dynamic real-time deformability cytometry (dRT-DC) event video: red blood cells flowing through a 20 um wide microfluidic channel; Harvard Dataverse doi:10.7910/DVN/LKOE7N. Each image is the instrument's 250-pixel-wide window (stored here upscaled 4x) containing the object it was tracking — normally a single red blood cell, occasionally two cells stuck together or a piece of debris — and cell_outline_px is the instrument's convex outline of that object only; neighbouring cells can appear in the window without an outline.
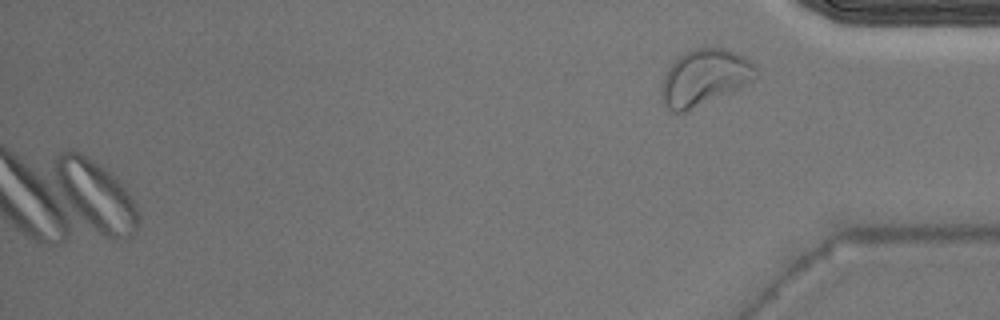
{"species": "Egyptian fruit bat (a non-hibernating species)", "species_latin": "Rousettus aegyptiacus", "temperature_condition": "warm", "stored_images_in_passage": 44, "camera_frame_rate_fps": 3000, "um_per_image_px": 0.085, "animal": {"sex": "male"}, "frame": {"image": 1, "passage_image": 44, "time_ms": 14.333, "image_size_px": [1000, 320], "cell_outline_px": [[760, 76], [728, 92], [684, 112], [672, 112], [664, 104], [660, 96], [660, 88], [664, 76], [668, 68], [684, 52], [696, 48], [728, 48], [744, 56], [756, 64], [760, 68]], "centroid_in_image_um": [59.9, 6.55], "position_along_channel_um": 375.3, "area_um2": 30.75}}